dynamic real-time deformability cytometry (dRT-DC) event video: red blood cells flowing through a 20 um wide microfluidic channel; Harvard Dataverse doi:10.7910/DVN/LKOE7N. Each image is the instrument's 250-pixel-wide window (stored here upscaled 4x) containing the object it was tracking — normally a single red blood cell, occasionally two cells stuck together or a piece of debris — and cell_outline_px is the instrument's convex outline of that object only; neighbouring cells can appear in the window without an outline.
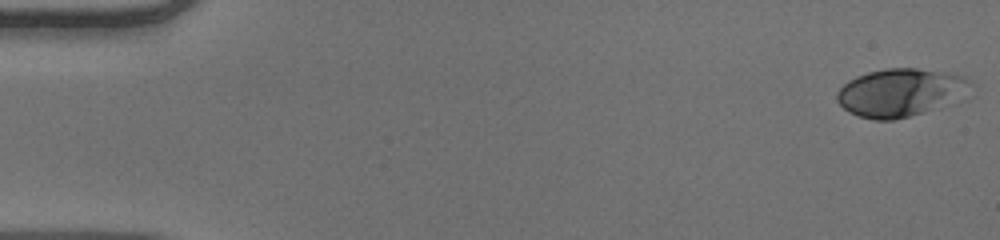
{"species": "human", "species_latin": "Homo sapiens", "temperature_condition": "warm", "stored_images_in_passage": 52, "camera_frame_rate_fps": 3000, "um_per_image_px": 0.085, "donor": {"sex": "male"}, "frame": {"image": 1, "passage_image": 1, "time_ms": 0.0, "image_size_px": [1000, 240], "cell_outline_px": [[968, 80], [944, 100], [924, 112], [892, 120], [872, 120], [848, 112], [836, 100], [836, 92], [848, 80], [856, 76], [868, 72], [884, 68], [916, 68], [948, 72], [964, 76]], "centroid_in_image_um": [76.23, 7.84], "position_along_channel_um": 8.8, "area_um2": 35.2}}
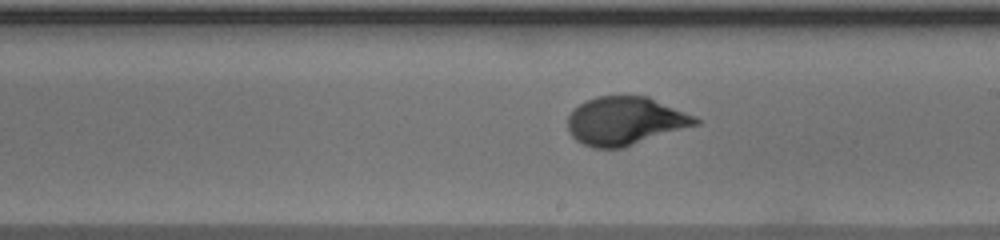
{"frame": {"image": 2, "passage_image": 30, "time_ms": 9.667, "image_size_px": [1000, 240], "cell_outline_px": [[700, 124], [624, 148], [596, 148], [584, 144], [576, 140], [572, 136], [568, 128], [568, 116], [572, 108], [596, 96], [648, 96], [696, 116], [700, 120]], "centroid_in_image_um": [53.16, 10.28], "position_along_channel_um": 235.8, "area_um2": 36.13}}
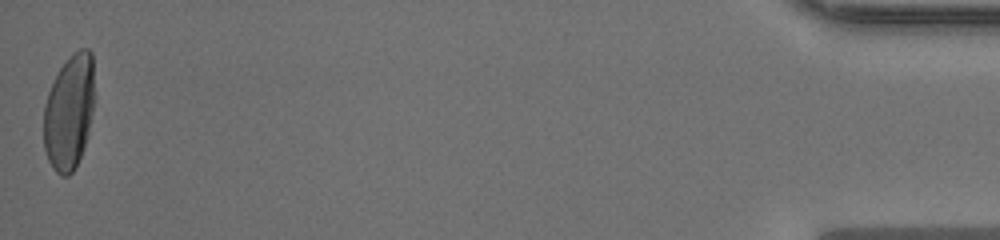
{"frame": {"image": 3, "passage_image": 52, "time_ms": 17.0, "image_size_px": [1000, 240], "cell_outline_px": [[92, 108], [88, 132], [84, 148], [76, 168], [68, 176], [60, 176], [52, 168], [48, 160], [44, 148], [44, 104], [48, 92], [60, 68], [80, 48], [88, 48], [92, 52]], "centroid_in_image_um": [5.85, 9.6], "position_along_channel_um": 429.3, "area_um2": 33.52}, "authors_computed_cell_mechanics": {"area_um2": 35.0268, "velocity_mm_per_s": 3.9238, "shape_relaxation_time_tau1_ms": 4.4383, "shape_relaxation_time_tau2_ms": null, "deformation_change_tau1": 0.2087, "deformation_change_tau2": null}}